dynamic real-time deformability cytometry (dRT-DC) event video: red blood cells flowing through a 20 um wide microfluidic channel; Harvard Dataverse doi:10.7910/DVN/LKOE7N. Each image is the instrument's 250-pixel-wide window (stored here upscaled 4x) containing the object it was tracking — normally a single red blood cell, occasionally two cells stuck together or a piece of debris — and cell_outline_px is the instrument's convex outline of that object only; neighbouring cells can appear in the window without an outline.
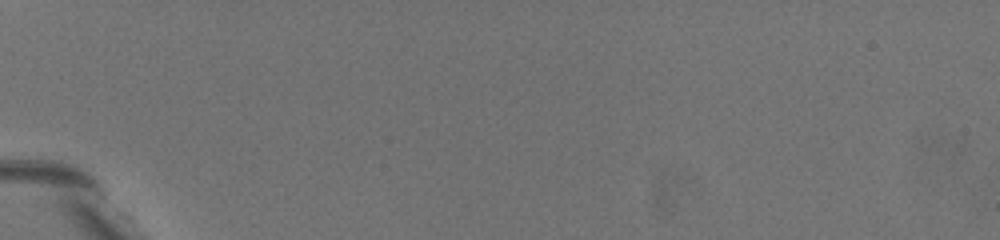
{"species": "common noctule bat (a hibernating species)", "species_latin": "Nyctalus noctula", "temperature_condition": "warm", "stored_images_in_passage": 3, "camera_frame_rate_fps": 3000, "um_per_image_px": 0.085, "animal": {"sex": "female", "body_mass_g": 19.5, "forearm_length_mm": 54.1}, "frame": {"image": 1, "passage_image": 2, "time_ms": 0.333, "image_size_px": [1000, 240], "cell_outline_px": [[180, 204], [176, 208], [168, 208], [116, 168], [100, 140], [104, 136], [120, 136], [136, 148], [180, 200]], "centroid_in_image_um": [11.8, 14.44], "position_along_channel_um": 73.2, "area_um2": 14.97}}